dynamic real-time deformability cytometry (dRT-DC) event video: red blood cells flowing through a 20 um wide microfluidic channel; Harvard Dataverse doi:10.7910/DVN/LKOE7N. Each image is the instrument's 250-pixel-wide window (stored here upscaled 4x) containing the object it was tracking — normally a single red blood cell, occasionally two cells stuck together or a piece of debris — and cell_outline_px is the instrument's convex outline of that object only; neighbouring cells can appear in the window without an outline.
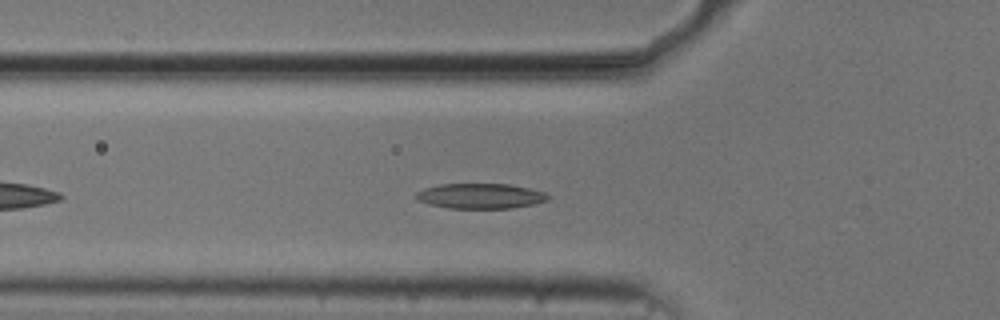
{"species": "common noctule bat (a hibernating species)", "species_latin": "Nyctalus noctula", "temperature_condition": "cold", "stored_images_in_passage": 42, "camera_frame_rate_fps": 3000, "um_per_image_px": 0.085, "animal": {"sex": "male", "body_mass_g": 20.5, "forearm_length_mm": 52.5}, "frame": {"image": 1, "passage_image": 7, "time_ms": 2.0, "image_size_px": [1000, 320], "cell_outline_px": [[552, 196], [548, 200], [532, 204], [512, 208], [448, 208], [428, 204], [420, 200], [416, 196], [416, 192], [424, 188], [440, 184], [508, 184], [528, 188], [544, 192]], "centroid_in_image_um": [40.85, 16.66], "position_along_channel_um": 85.0, "area_um2": 19.25}}
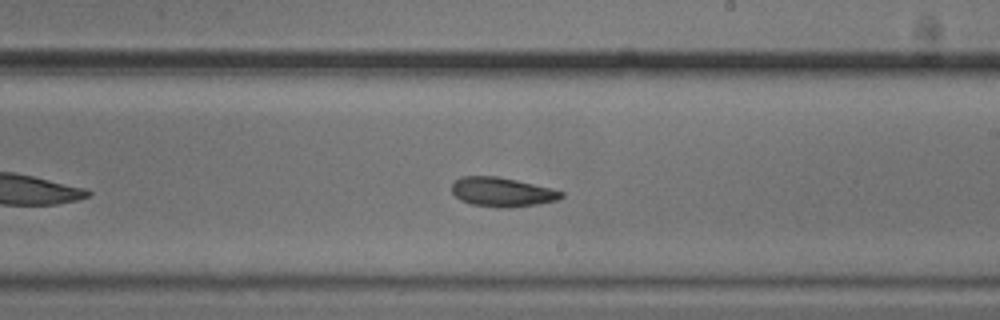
{"frame": {"image": 2, "passage_image": 20, "time_ms": 6.333, "image_size_px": [1000, 320], "cell_outline_px": [[564, 196], [560, 200], [536, 204], [508, 208], [496, 208], [472, 204], [460, 200], [452, 192], [452, 184], [460, 176], [496, 176], [516, 180], [564, 192]], "centroid_in_image_um": [42.66, 16.33], "position_along_channel_um": 246.3, "area_um2": 18.61}}
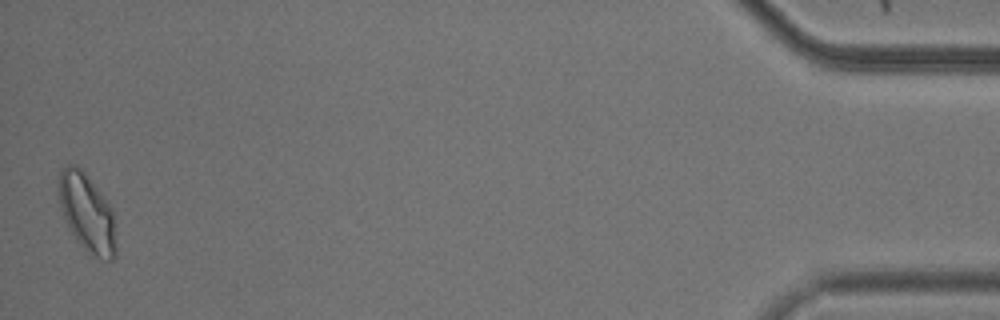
{"frame": {"image": 3, "passage_image": 42, "time_ms": 13.667, "image_size_px": [1000, 320], "cell_outline_px": [[116, 256], [112, 260], [108, 260], [96, 256], [84, 248], [76, 240], [64, 220], [60, 204], [60, 172], [68, 164], [76, 164], [84, 172], [112, 208], [116, 248]], "centroid_in_image_um": [7.4, 18.11], "position_along_channel_um": 427.8, "area_um2": 25.43}, "authors_computed_cell_mechanics": {"area_um2": 19.5075, "velocity_mm_per_s": 3.7053, "shape_relaxation_time_tau1_ms": 4.1755, "shape_relaxation_time_tau2_ms": 4.7319, "deformation_change_tau1": 0.1159, "deformation_change_tau2": 0.109}}